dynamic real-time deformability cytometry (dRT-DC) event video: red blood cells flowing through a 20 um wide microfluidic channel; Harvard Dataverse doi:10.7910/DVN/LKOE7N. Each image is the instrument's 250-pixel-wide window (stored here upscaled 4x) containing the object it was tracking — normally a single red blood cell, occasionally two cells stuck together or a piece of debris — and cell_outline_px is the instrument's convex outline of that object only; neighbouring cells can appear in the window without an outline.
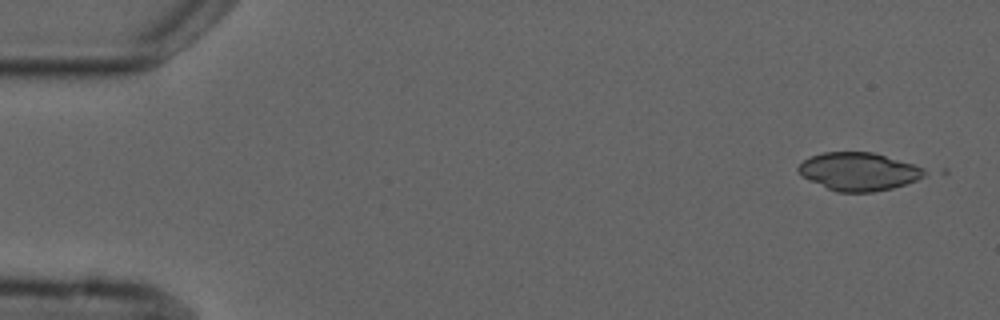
{"species": "common noctule bat (a hibernating species)", "species_latin": "Nyctalus noctula", "temperature_condition": "cold", "stored_images_in_passage": 2, "camera_frame_rate_fps": 3000, "um_per_image_px": 0.085, "animal": {"sex": "male", "forearm_length_mm": 52.5}, "frame": {"image": 1, "passage_image": 1, "time_ms": 0.0, "image_size_px": [1000, 320], "cell_outline_px": [[932, 172], [916, 180], [892, 188], [872, 192], [836, 192], [804, 176], [796, 168], [804, 160], [812, 156], [824, 152], [872, 152], [912, 164], [924, 168]], "centroid_in_image_um": [73.04, 14.58], "position_along_channel_um": 12.0, "area_um2": 27.57}}